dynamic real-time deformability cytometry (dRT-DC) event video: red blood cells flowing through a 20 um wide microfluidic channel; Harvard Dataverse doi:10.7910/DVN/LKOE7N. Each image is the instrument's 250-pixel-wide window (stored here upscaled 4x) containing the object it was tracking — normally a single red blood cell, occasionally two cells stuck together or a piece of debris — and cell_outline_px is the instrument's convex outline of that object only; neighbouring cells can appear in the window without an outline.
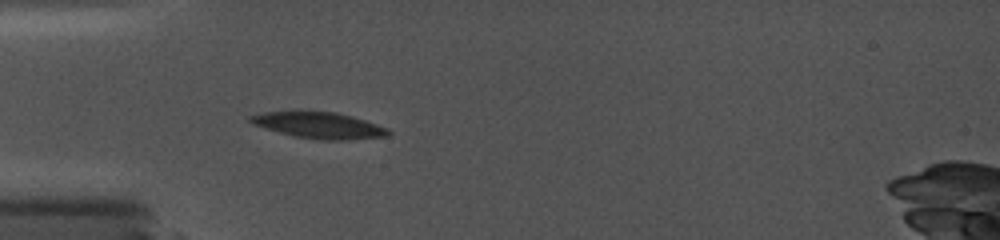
{"species": "common noctule bat (a hibernating species)", "species_latin": "Nyctalus noctula", "temperature_condition": "cold", "stored_images_in_passage": 11, "camera_frame_rate_fps": 5000, "um_per_image_px": 0.085, "animal": {"sex": "female", "body_mass_g": 19.0, "forearm_length_mm": 56.7}, "frame": {"image": 1, "passage_image": 1, "time_ms": 0.0, "image_size_px": [1000, 240], "cell_outline_px": [[392, 132], [388, 136], [348, 140], [320, 140], [296, 136], [264, 128], [252, 124], [248, 120], [248, 116], [264, 112], [296, 108], [300, 108], [336, 112], [352, 116], [388, 128]], "centroid_in_image_um": [27.06, 10.6], "position_along_channel_um": 57.9, "area_um2": 21.96}}
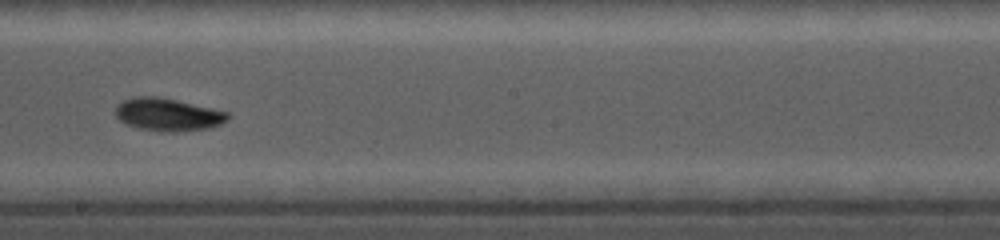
{"frame": {"image": 2, "passage_image": 5, "time_ms": 4.8, "image_size_px": [1000, 240], "cell_outline_px": [[232, 116], [228, 120], [220, 124], [208, 128], [140, 128], [128, 124], [120, 120], [116, 116], [116, 108], [124, 100], [136, 96], [156, 96], [176, 100], [212, 108], [228, 112]], "centroid_in_image_um": [14.29, 9.67], "position_along_channel_um": 233.9, "area_um2": 20.06}}
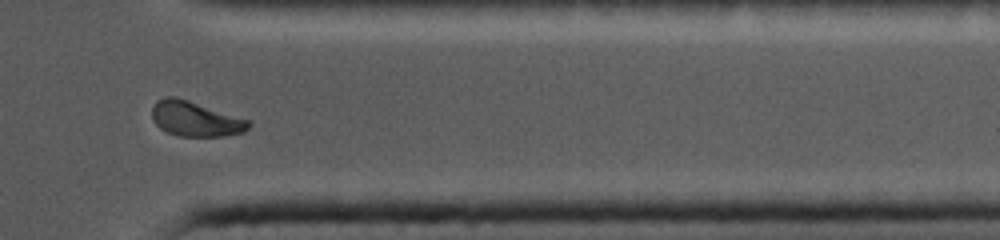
{"frame": {"image": 3, "passage_image": 9, "time_ms": 9.0, "image_size_px": [1000, 240], "cell_outline_px": [[252, 124], [244, 132], [224, 136], [180, 136], [168, 132], [160, 128], [152, 120], [152, 108], [156, 100], [164, 96], [172, 96], [188, 100], [252, 120]], "centroid_in_image_um": [16.63, 10.1], "position_along_channel_um": 394.8, "area_um2": 19.88}}